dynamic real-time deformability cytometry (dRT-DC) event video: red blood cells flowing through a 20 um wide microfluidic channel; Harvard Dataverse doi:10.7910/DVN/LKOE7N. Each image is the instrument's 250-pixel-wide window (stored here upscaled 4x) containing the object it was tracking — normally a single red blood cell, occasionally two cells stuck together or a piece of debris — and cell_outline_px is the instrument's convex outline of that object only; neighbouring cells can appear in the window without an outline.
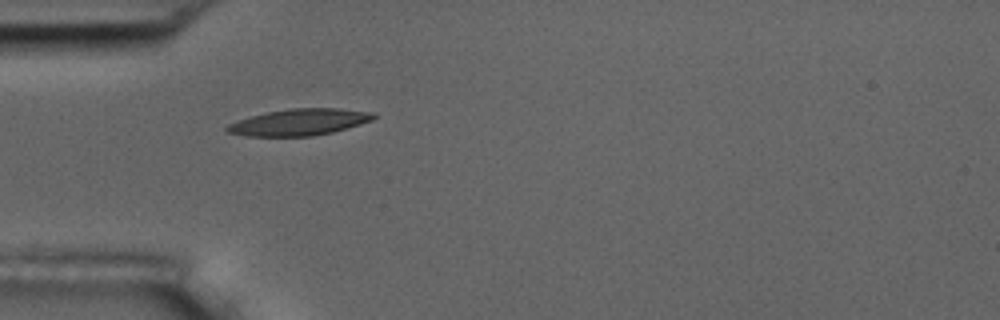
{"species": "common noctule bat (a hibernating species)", "species_latin": "Nyctalus noctula", "temperature_condition": "room temperature", "stored_images_in_passage": 4, "camera_frame_rate_fps": 3000, "um_per_image_px": 0.085, "animal": {"sex": "male", "body_mass_g": 17.5, "forearm_length_mm": 52.3}, "frame": {"image": 1, "passage_image": 1, "time_ms": 0.0, "image_size_px": [1000, 320], "cell_outline_px": [[376, 116], [372, 120], [360, 124], [332, 132], [312, 136], [248, 136], [228, 132], [224, 128], [228, 124], [236, 120], [268, 112], [292, 108], [340, 108], [376, 112]], "centroid_in_image_um": [25.46, 10.37], "position_along_channel_um": 59.5, "area_um2": 22.6}}